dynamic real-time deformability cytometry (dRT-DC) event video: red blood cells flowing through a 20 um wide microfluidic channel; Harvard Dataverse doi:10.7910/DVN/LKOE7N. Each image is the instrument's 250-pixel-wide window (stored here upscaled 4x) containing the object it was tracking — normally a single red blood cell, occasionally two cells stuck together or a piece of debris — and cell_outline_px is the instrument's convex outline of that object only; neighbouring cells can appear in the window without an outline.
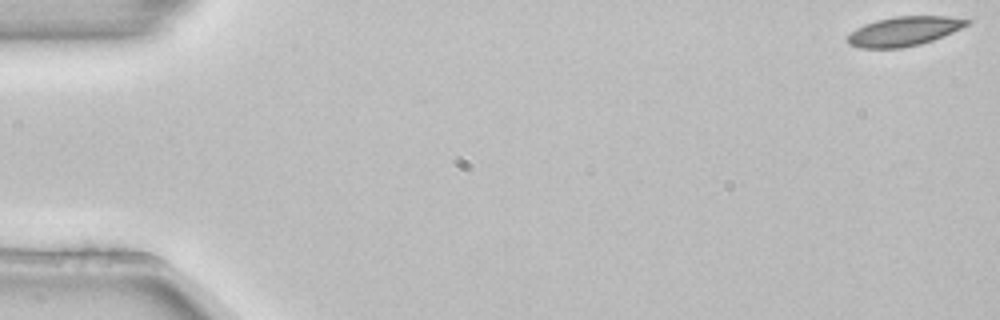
{"species": "common noctule bat (a hibernating species)", "species_latin": "Nyctalus noctula", "temperature_condition": "room temperature", "stored_images_in_passage": 5, "camera_frame_rate_fps": 3000, "um_per_image_px": 0.085, "animal": {"sex": "female", "body_mass_g": 22.7, "forearm_length_mm": 54.2}, "frame": {"image": 1, "passage_image": 1, "time_ms": 0.0, "image_size_px": [1000, 320], "cell_outline_px": [[972, 20], [968, 24], [952, 32], [932, 40], [920, 44], [900, 48], [860, 48], [848, 44], [844, 40], [856, 28], [864, 24], [876, 20], [896, 16], [944, 16]], "centroid_in_image_um": [76.78, 2.66], "position_along_channel_um": 8.2, "area_um2": 20.29}}
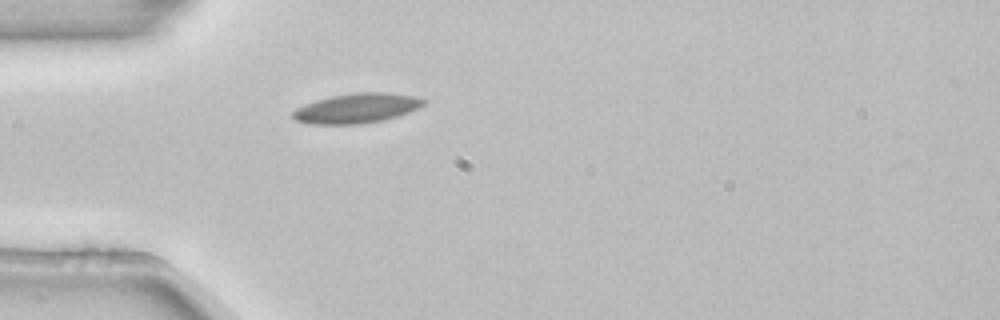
{"frame": {"image": 2, "passage_image": 5, "time_ms": 1.333, "image_size_px": [1000, 320], "cell_outline_px": [[428, 100], [420, 108], [396, 116], [380, 120], [360, 124], [308, 124], [296, 120], [292, 116], [292, 112], [296, 108], [304, 104], [316, 100], [332, 96], [356, 92], [388, 92], [412, 96]], "centroid_in_image_um": [30.31, 9.19], "position_along_channel_um": 54.7, "area_um2": 22.6}}